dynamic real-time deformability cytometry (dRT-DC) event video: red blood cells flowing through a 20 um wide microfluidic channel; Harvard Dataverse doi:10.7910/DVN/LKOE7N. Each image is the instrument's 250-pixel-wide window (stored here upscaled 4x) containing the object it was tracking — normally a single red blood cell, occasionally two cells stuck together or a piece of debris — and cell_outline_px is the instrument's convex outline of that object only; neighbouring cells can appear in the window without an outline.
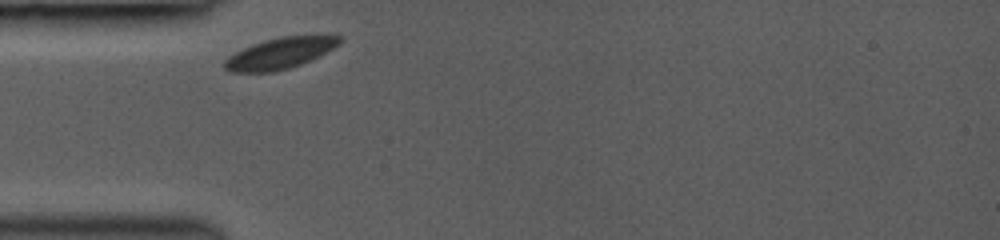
{"species": "common noctule bat (a hibernating species)", "species_latin": "Nyctalus noctula", "temperature_condition": "room temperature", "stored_images_in_passage": 16, "camera_frame_rate_fps": 3000, "um_per_image_px": 0.085, "animal": {"sex": "female", "body_mass_g": 19.0, "forearm_length_mm": 53.3}, "frame": {"image": 1, "passage_image": 1, "time_ms": 0.0, "image_size_px": [1000, 240], "cell_outline_px": [[344, 40], [340, 44], [300, 64], [288, 68], [272, 72], [232, 72], [224, 68], [224, 60], [228, 56], [252, 44], [264, 40], [280, 36], [316, 32], [344, 36]], "centroid_in_image_um": [23.89, 4.45], "position_along_channel_um": 61.1, "area_um2": 21.39}}
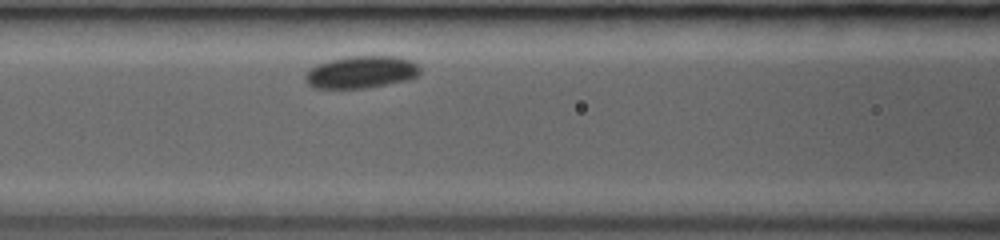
{"frame": {"image": 2, "passage_image": 9, "time_ms": 2.0, "image_size_px": [1000, 240], "cell_outline_px": [[420, 72], [416, 76], [408, 80], [388, 84], [364, 88], [312, 88], [304, 80], [304, 76], [316, 64], [348, 56], [396, 56], [412, 60], [420, 68]], "centroid_in_image_um": [30.71, 6.13], "position_along_channel_um": 135.9, "area_um2": 21.56}}
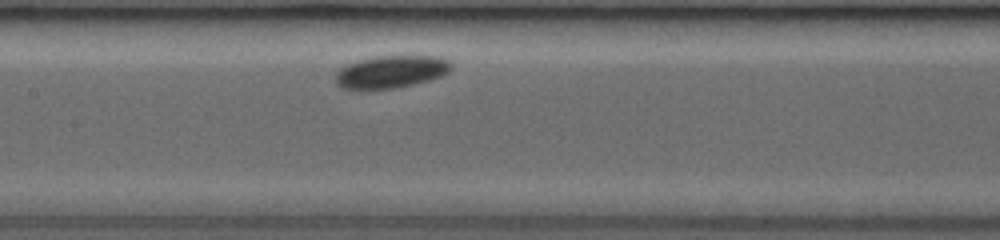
{"frame": {"image": 3, "passage_image": 14, "time_ms": 3.0, "image_size_px": [1000, 240], "cell_outline_px": [[452, 68], [444, 76], [412, 84], [392, 88], [340, 88], [336, 84], [336, 72], [340, 68], [356, 60], [376, 56], [440, 56], [448, 60], [452, 64]], "centroid_in_image_um": [33.26, 6.08], "position_along_channel_um": 174.1, "area_um2": 21.79}}